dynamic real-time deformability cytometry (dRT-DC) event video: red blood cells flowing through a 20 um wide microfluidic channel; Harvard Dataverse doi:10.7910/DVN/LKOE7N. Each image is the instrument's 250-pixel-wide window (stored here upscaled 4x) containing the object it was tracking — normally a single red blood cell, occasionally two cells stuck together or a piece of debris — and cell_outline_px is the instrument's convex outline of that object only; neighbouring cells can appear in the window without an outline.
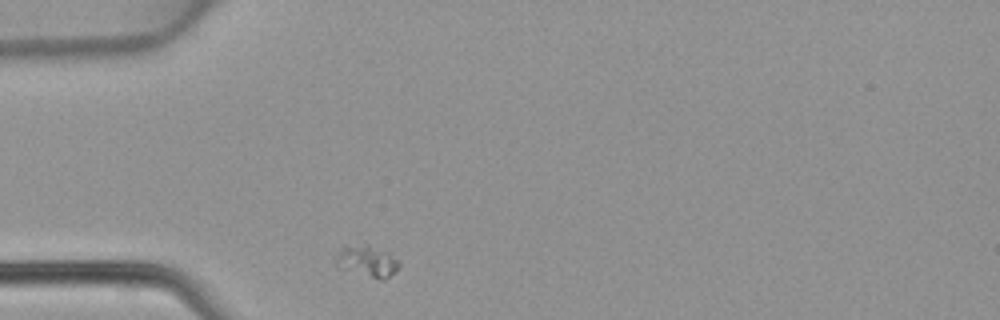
{"species": "common noctule bat (a hibernating species)", "species_latin": "Nyctalus noctula", "temperature_condition": "warm", "stored_images_in_passage": 26, "camera_frame_rate_fps": 3000, "um_per_image_px": 0.085, "animal": {"sex": "female", "body_mass_g": 22.7, "forearm_length_mm": 54.2}, "frame": {"image": 1, "passage_image": 1, "time_ms": 0.0, "image_size_px": [1000, 320], "cell_outline_px": [[400, 268], [396, 272], [384, 280], [380, 280], [336, 260], [340, 252], [344, 248], [364, 244], [368, 244], [388, 252], [400, 260]], "centroid_in_image_um": [31.47, 22.17], "position_along_channel_um": 53.5, "area_um2": 10.4}}
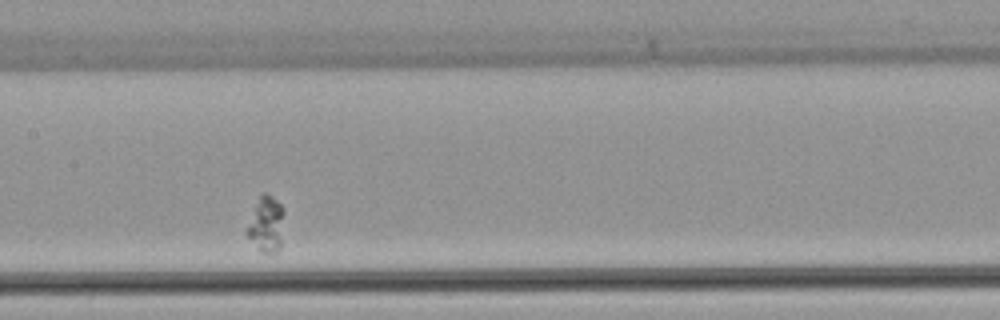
{"frame": {"image": 2, "passage_image": 12, "time_ms": 3.667, "image_size_px": [1000, 320], "cell_outline_px": [[284, 212], [280, 244], [276, 252], [264, 252], [244, 232], [260, 192], [264, 192], [272, 196], [284, 208]], "centroid_in_image_um": [22.62, 18.98], "position_along_channel_um": 184.8, "area_um2": 11.79}}
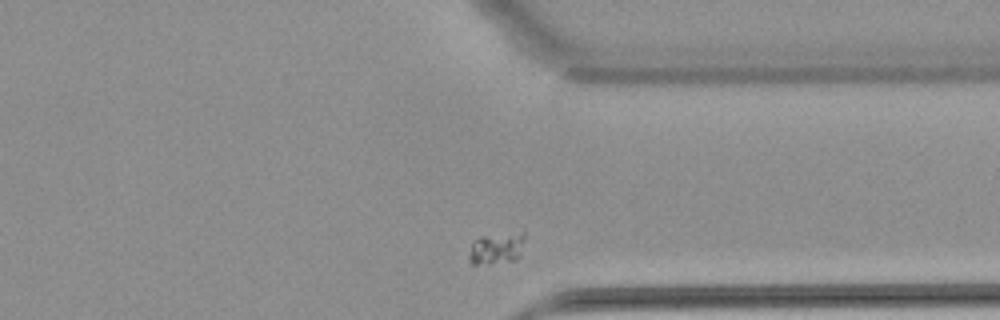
{"frame": {"image": 3, "passage_image": 26, "time_ms": 8.333, "image_size_px": [1000, 320], "cell_outline_px": [[524, 240], [520, 256], [516, 260], [488, 264], [472, 264], [468, 260], [468, 256], [472, 240], [480, 236], [524, 228]], "centroid_in_image_um": [42.24, 21.04], "position_along_channel_um": 369.2, "area_um2": 11.04}}